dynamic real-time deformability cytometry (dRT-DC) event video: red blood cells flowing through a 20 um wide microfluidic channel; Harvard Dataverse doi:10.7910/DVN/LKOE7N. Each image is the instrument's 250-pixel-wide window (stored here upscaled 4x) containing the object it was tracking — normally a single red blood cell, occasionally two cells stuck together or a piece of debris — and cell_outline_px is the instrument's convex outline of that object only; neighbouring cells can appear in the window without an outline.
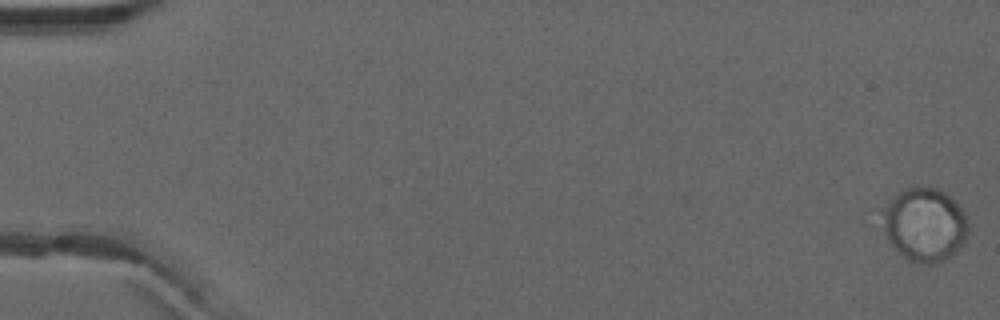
{"species": "common noctule bat (a hibernating species)", "species_latin": "Nyctalus noctula", "temperature_condition": "warm", "stored_images_in_passage": 33, "camera_frame_rate_fps": 3000, "um_per_image_px": 0.085, "animal": {"sex": "male", "forearm_length_mm": 52.5}, "frame": {"image": 1, "passage_image": 1, "time_ms": 0.0, "image_size_px": [1000, 320], "cell_outline_px": [[968, 228], [964, 240], [956, 252], [952, 256], [936, 264], [928, 264], [912, 260], [904, 256], [888, 240], [884, 216], [884, 212], [892, 200], [900, 192], [908, 188], [928, 184], [940, 188], [956, 200], [968, 220]], "centroid_in_image_um": [78.68, 19.06], "position_along_channel_um": 6.3, "area_um2": 36.24}}
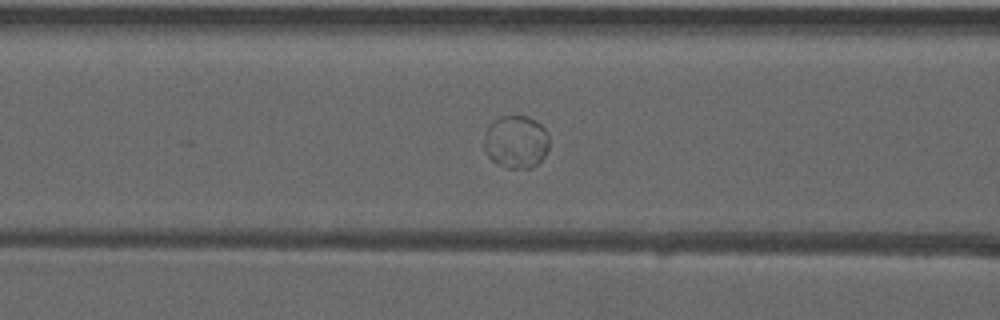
{"frame": {"image": 2, "passage_image": 23, "time_ms": 7.333, "image_size_px": [1000, 320], "cell_outline_px": [[548, 148], [544, 156], [532, 168], [508, 168], [496, 164], [488, 156], [484, 148], [484, 140], [488, 124], [492, 120], [500, 116], [528, 116], [536, 120], [548, 132]], "centroid_in_image_um": [43.85, 12.04], "position_along_channel_um": 122.8, "area_um2": 20.23}}
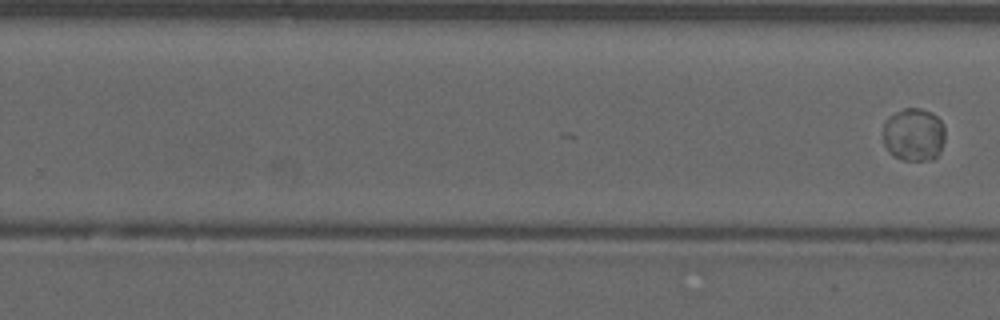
{"frame": {"image": 3, "passage_image": 33, "time_ms": 10.667, "image_size_px": [1000, 320], "cell_outline_px": [[944, 140], [940, 152], [932, 160], [904, 160], [892, 156], [888, 152], [884, 144], [884, 120], [888, 116], [904, 108], [920, 108], [932, 112], [940, 120], [944, 128]], "centroid_in_image_um": [77.65, 11.44], "position_along_channel_um": 252.1, "area_um2": 19.36}}